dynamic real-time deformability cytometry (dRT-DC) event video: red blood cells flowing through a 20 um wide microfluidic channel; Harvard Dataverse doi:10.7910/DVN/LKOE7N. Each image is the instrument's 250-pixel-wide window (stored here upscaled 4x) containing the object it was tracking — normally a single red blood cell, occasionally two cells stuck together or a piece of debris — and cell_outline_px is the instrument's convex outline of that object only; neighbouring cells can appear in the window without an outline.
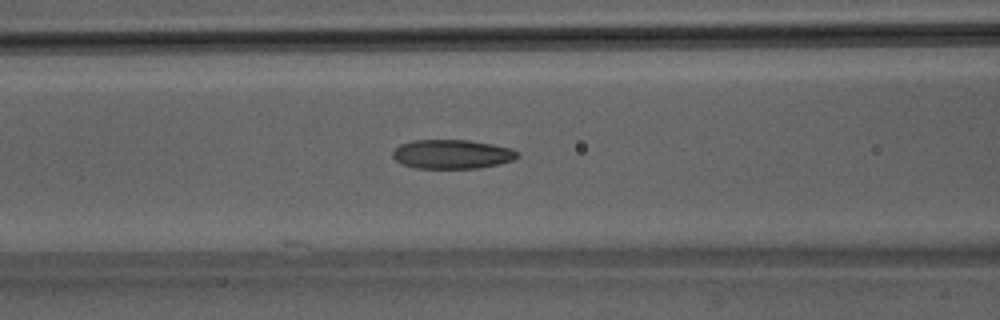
{"species": "Egyptian fruit bat (a non-hibernating species)", "species_latin": "Rousettus aegyptiacus", "temperature_condition": "room temperature", "stored_images_in_passage": 37, "camera_frame_rate_fps": 3000, "um_per_image_px": 0.085, "animal": {"sex": "male"}, "frame": {"image": 1, "passage_image": 8, "time_ms": 2.333, "image_size_px": [1000, 320], "cell_outline_px": [[520, 156], [512, 160], [500, 164], [480, 168], [416, 168], [404, 164], [396, 160], [392, 156], [392, 152], [400, 144], [412, 140], [468, 140], [492, 144], [512, 148], [520, 152]], "centroid_in_image_um": [38.46, 13.1], "position_along_channel_um": 128.1, "area_um2": 21.27}}
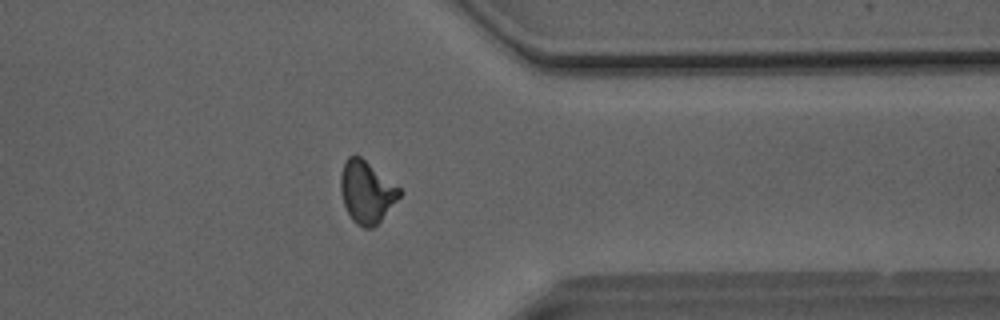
{"frame": {"image": 2, "passage_image": 27, "time_ms": 8.667, "image_size_px": [1000, 320], "cell_outline_px": [[404, 192], [380, 220], [372, 228], [364, 228], [356, 224], [352, 220], [344, 204], [340, 192], [340, 172], [348, 156], [360, 156], [400, 188]], "centroid_in_image_um": [31.15, 16.32], "position_along_channel_um": 380.3, "area_um2": 21.1}}
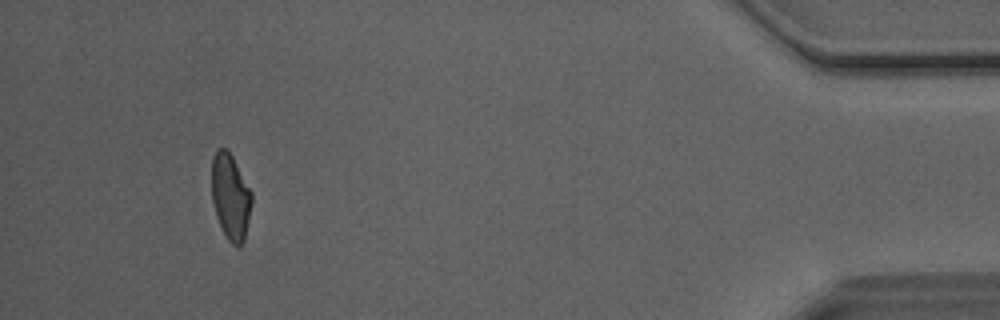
{"frame": {"image": 3, "passage_image": 34, "time_ms": 11.0, "image_size_px": [1000, 320], "cell_outline_px": [[252, 204], [244, 240], [240, 248], [236, 248], [228, 240], [216, 216], [212, 200], [212, 160], [216, 148], [228, 148], [252, 192]], "centroid_in_image_um": [19.6, 16.71], "position_along_channel_um": 415.6, "area_um2": 20.17}, "authors_computed_cell_mechanics": {"area_um2": 20.5768, "velocity_mm_per_s": 4.0932, "shape_relaxation_time_tau1_ms": 4.6068, "shape_relaxation_time_tau2_ms": 1.9319, "deformation_change_tau1": 0.1517, "deformation_change_tau2": 0.0883}}